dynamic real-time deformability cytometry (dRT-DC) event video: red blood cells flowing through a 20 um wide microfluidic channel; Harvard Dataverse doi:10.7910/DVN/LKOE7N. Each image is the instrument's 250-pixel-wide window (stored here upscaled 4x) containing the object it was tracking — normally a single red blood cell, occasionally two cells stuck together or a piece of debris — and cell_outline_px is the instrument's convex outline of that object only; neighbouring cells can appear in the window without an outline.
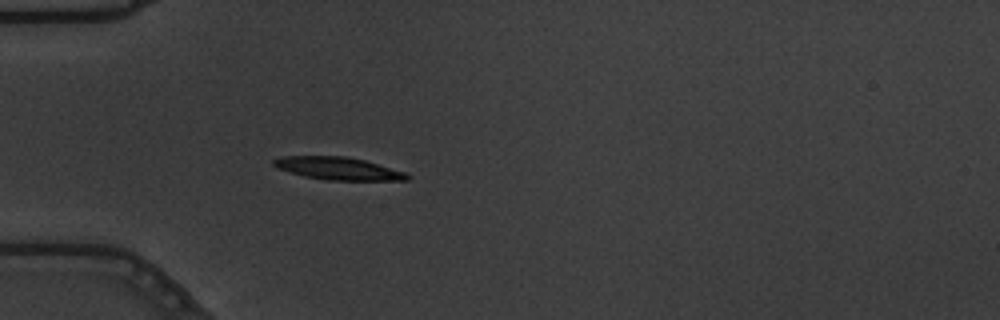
{"species": "common noctule bat (a hibernating species)", "species_latin": "Nyctalus noctula", "temperature_condition": "warm", "stored_images_in_passage": 57, "camera_frame_rate_fps": 3000, "um_per_image_px": 0.085, "animal": {"sex": "male", "body_mass_g": 19.5, "forearm_length_mm": 54.6}, "frame": {"image": 1, "passage_image": 18, "time_ms": 5.667, "image_size_px": [1000, 320], "cell_outline_px": [[412, 176], [408, 180], [328, 180], [304, 176], [280, 168], [272, 164], [272, 160], [280, 156], [344, 156], [364, 160], [404, 172]], "centroid_in_image_um": [28.75, 14.31], "position_along_channel_um": 56.3, "area_um2": 17.34}}
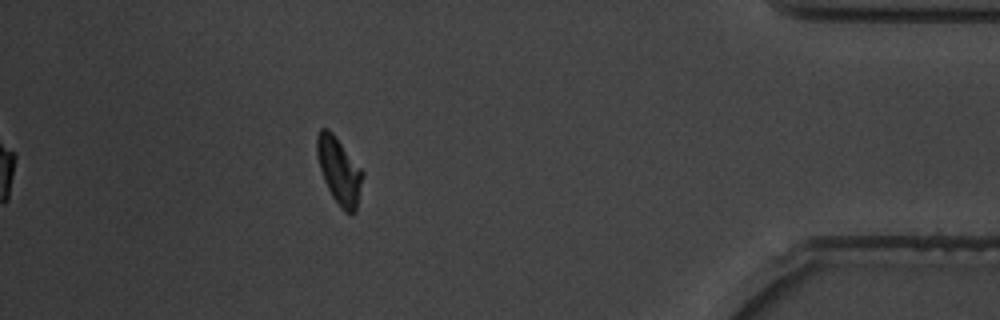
{"frame": {"image": 2, "passage_image": 51, "time_ms": 16.667, "image_size_px": [1000, 320], "cell_outline_px": [[364, 176], [356, 212], [352, 216], [344, 212], [340, 208], [332, 196], [324, 180], [316, 156], [316, 136], [320, 128], [328, 128], [332, 132], [364, 172]], "centroid_in_image_um": [28.83, 14.55], "position_along_channel_um": 406.4, "area_um2": 17.98}, "authors_computed_cell_mechanics": {"area_um2": 17.629, "velocity_mm_per_s": 3.6503, "shape_relaxation_time_tau1_ms": 3.6556, "shape_relaxation_time_tau2_ms": 6.4039, "deformation_change_tau1": 0.1868, "deformation_change_tau2": 0.1414}}